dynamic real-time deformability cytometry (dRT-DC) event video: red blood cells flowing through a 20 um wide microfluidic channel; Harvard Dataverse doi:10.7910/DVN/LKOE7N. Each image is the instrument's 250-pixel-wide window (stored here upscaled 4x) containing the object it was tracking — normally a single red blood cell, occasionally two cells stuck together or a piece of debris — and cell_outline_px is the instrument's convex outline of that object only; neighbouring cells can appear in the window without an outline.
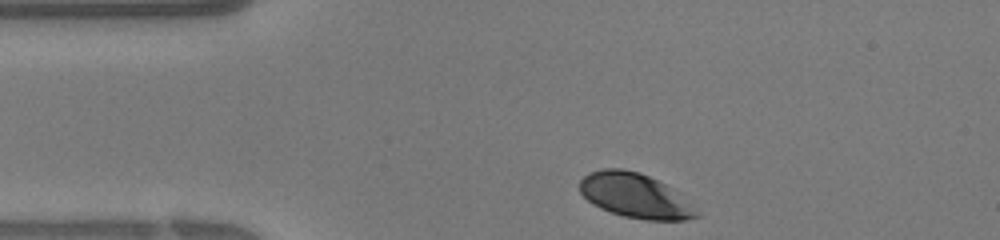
{"species": "human", "species_latin": "Homo sapiens", "temperature_condition": "warm", "stored_images_in_passage": 25, "camera_frame_rate_fps": 3000, "um_per_image_px": 0.085, "donor": {"sex": "female"}, "frame": {"image": 1, "passage_image": 1, "time_ms": 0.0, "image_size_px": [1000, 240], "cell_outline_px": [[700, 216], [684, 220], [648, 220], [624, 216], [600, 208], [592, 204], [580, 192], [580, 180], [588, 172], [604, 168], [624, 168], [640, 172], [672, 188]], "centroid_in_image_um": [53.9, 16.61], "position_along_channel_um": 31.1, "area_um2": 29.82}}
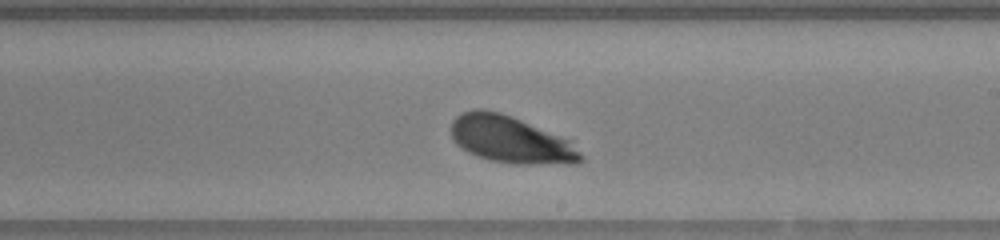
{"frame": {"image": 2, "passage_image": 16, "time_ms": 5.0, "image_size_px": [1000, 240], "cell_outline_px": [[584, 160], [576, 164], [512, 164], [492, 160], [476, 156], [468, 152], [456, 144], [452, 136], [452, 120], [460, 112], [476, 108], [484, 108], [500, 112], [512, 116], [572, 140], [584, 156]], "centroid_in_image_um": [43.45, 11.86], "position_along_channel_um": 245.5, "area_um2": 36.07}}
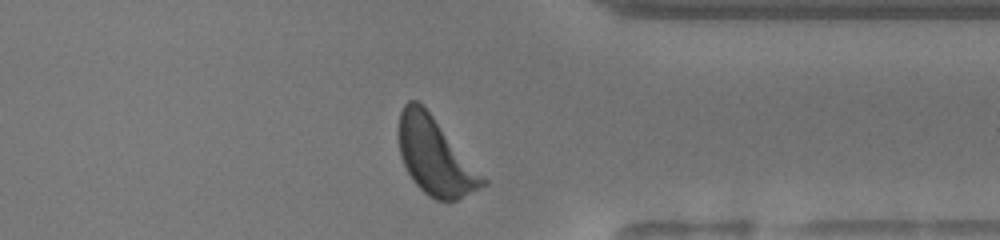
{"frame": {"image": 3, "passage_image": 24, "time_ms": 7.667, "image_size_px": [1000, 240], "cell_outline_px": [[488, 184], [456, 200], [436, 200], [428, 196], [412, 180], [400, 156], [400, 112], [404, 104], [408, 100], [416, 100], [432, 116], [488, 180]], "centroid_in_image_um": [37.0, 13.33], "position_along_channel_um": 374.4, "area_um2": 36.82}}